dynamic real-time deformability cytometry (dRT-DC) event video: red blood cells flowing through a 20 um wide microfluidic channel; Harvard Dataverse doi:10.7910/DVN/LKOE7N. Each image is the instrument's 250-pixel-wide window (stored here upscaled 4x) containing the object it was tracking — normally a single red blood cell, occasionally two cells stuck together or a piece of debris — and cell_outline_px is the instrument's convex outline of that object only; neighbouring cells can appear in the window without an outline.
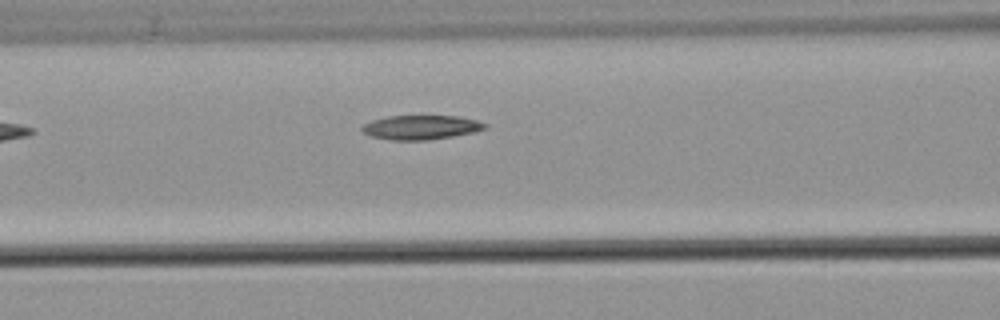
{"species": "common noctule bat (a hibernating species)", "species_latin": "Nyctalus noctula", "temperature_condition": "warm", "stored_images_in_passage": 5, "camera_frame_rate_fps": 3000, "um_per_image_px": 0.085, "animal": {"sex": "male", "body_mass_g": 21.5, "forearm_length_mm": 52.0}, "frame": {"image": 1, "passage_image": 5, "time_ms": 5.0, "image_size_px": [1000, 320], "cell_outline_px": [[488, 128], [472, 132], [452, 136], [428, 140], [392, 140], [372, 136], [364, 132], [360, 128], [364, 124], [372, 120], [388, 116], [456, 116], [476, 120], [488, 124]], "centroid_in_image_um": [35.79, 10.82], "position_along_channel_um": 130.8, "area_um2": 17.22}}